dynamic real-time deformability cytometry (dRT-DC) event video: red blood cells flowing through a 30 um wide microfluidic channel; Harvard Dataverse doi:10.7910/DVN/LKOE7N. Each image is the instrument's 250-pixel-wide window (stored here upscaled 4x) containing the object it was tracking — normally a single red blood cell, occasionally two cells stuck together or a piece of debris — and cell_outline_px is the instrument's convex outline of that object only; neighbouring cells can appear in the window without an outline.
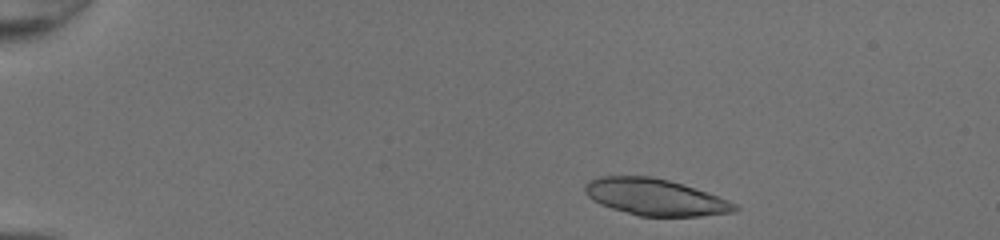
{"species": "common noctule bat (a hibernating species)", "species_latin": "Nyctalus noctula", "temperature_condition": "room temperature", "stored_images_in_passage": 43, "camera_frame_rate_fps": 3000, "um_per_image_px": 0.085, "animal": {"sex": "female", "body_mass_g": 20.0, "forearm_length_mm": 54.0}, "frame": {"image": 1, "passage_image": 3, "time_ms": 0.667, "image_size_px": [1000, 240], "cell_outline_px": [[740, 208], [736, 212], [700, 216], [640, 216], [612, 208], [600, 204], [592, 200], [584, 192], [584, 184], [588, 180], [600, 176], [652, 176], [668, 180], [728, 200], [736, 204]], "centroid_in_image_um": [55.65, 16.75], "position_along_channel_um": 29.4, "area_um2": 31.73}}
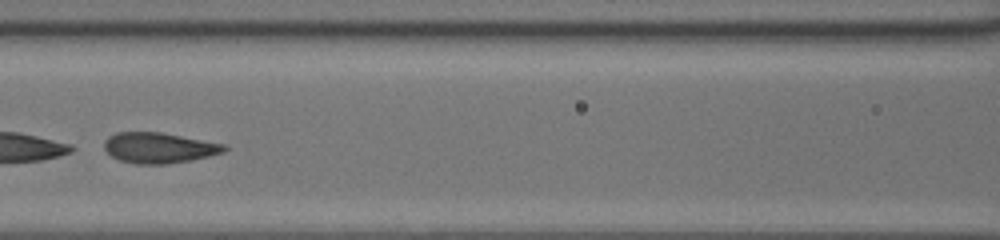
{"frame": {"image": 2, "passage_image": 19, "time_ms": 6.0, "image_size_px": [1000, 240], "cell_outline_px": [[228, 148], [224, 152], [192, 160], [168, 164], [136, 164], [120, 160], [112, 156], [104, 148], [104, 140], [108, 136], [116, 132], [160, 132], [228, 144]], "centroid_in_image_um": [13.54, 12.56], "position_along_channel_um": 153.1, "area_um2": 21.56}}